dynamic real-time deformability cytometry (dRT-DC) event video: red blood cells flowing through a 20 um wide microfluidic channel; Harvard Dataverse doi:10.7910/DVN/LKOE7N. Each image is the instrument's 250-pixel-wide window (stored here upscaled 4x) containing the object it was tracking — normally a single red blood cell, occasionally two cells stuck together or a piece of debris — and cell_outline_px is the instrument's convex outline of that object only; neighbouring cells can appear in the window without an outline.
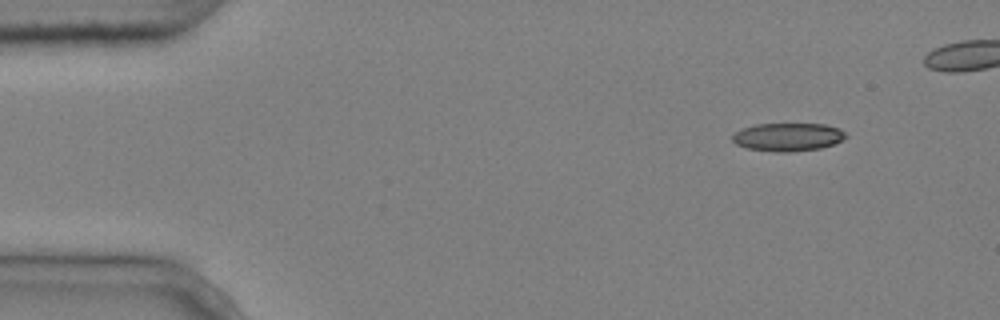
{"species": "common noctule bat (a hibernating species)", "species_latin": "Nyctalus noctula", "temperature_condition": "cold", "stored_images_in_passage": 9, "camera_frame_rate_fps": 3000, "um_per_image_px": 0.085, "animal": {"sex": "male", "body_mass_g": 20.4}, "frame": {"image": 1, "passage_image": 1, "time_ms": 0.0, "image_size_px": [1000, 320], "cell_outline_px": [[848, 136], [832, 144], [820, 148], [792, 152], [776, 152], [748, 148], [736, 144], [732, 140], [732, 136], [740, 128], [756, 124], [824, 124], [840, 128]], "centroid_in_image_um": [66.95, 11.64], "position_along_channel_um": 18.0, "area_um2": 18.55}}
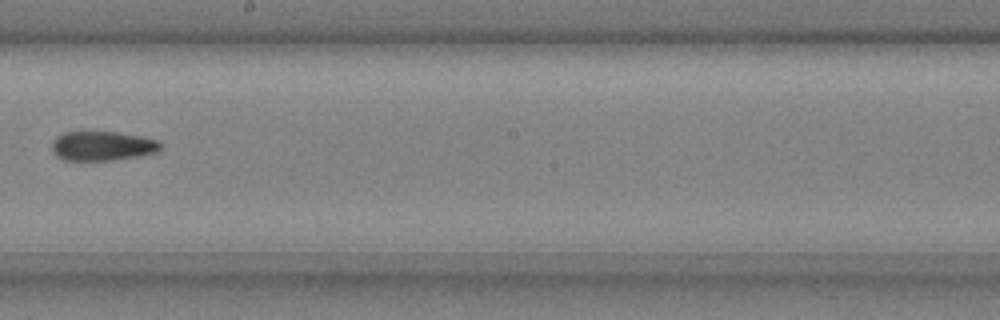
{"frame": {"image": 2, "passage_image": 8, "time_ms": 2.333, "image_size_px": [1000, 320], "cell_outline_px": [[160, 148], [156, 152], [140, 156], [112, 160], [64, 160], [56, 156], [52, 152], [52, 140], [56, 136], [64, 132], [116, 132], [140, 136], [160, 140]], "centroid_in_image_um": [8.67, 12.4], "position_along_channel_um": 239.5, "area_um2": 18.67}}
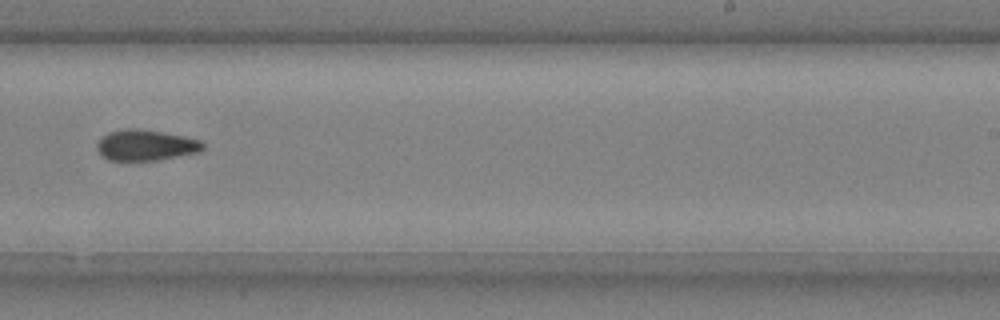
{"frame": {"image": 3, "passage_image": 9, "time_ms": 2.667, "image_size_px": [1000, 320], "cell_outline_px": [[204, 148], [200, 152], [156, 160], [108, 160], [100, 156], [96, 148], [96, 144], [100, 136], [108, 132], [128, 128], [140, 128], [164, 132], [184, 136], [200, 140], [204, 144]], "centroid_in_image_um": [12.34, 12.33], "position_along_channel_um": 276.7, "area_um2": 19.31}}